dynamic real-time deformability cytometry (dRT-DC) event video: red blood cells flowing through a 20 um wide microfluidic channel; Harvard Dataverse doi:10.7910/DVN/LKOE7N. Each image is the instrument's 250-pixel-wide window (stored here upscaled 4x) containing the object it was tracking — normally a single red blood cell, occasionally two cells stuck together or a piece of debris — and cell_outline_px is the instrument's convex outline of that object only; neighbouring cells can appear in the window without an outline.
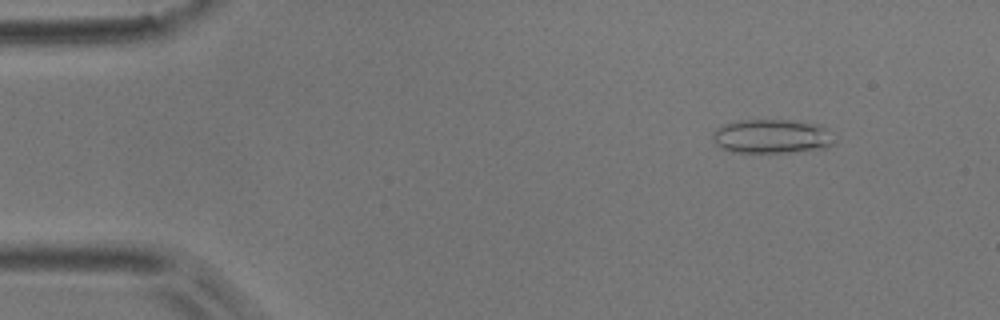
{"species": "common noctule bat (a hibernating species)", "species_latin": "Nyctalus noctula", "temperature_condition": "room temperature", "stored_images_in_passage": 15, "camera_frame_rate_fps": 3000, "um_per_image_px": 0.085, "animal": {"sex": "male", "body_mass_g": 17.9}, "frame": {"image": 1, "passage_image": 5, "time_ms": 1.333, "image_size_px": [1000, 320], "cell_outline_px": [[836, 140], [828, 148], [788, 152], [736, 152], [720, 148], [712, 140], [712, 132], [716, 128], [724, 124], [744, 120], [788, 120], [820, 124]], "centroid_in_image_um": [65.59, 11.59], "position_along_channel_um": 19.4, "area_um2": 24.16}}